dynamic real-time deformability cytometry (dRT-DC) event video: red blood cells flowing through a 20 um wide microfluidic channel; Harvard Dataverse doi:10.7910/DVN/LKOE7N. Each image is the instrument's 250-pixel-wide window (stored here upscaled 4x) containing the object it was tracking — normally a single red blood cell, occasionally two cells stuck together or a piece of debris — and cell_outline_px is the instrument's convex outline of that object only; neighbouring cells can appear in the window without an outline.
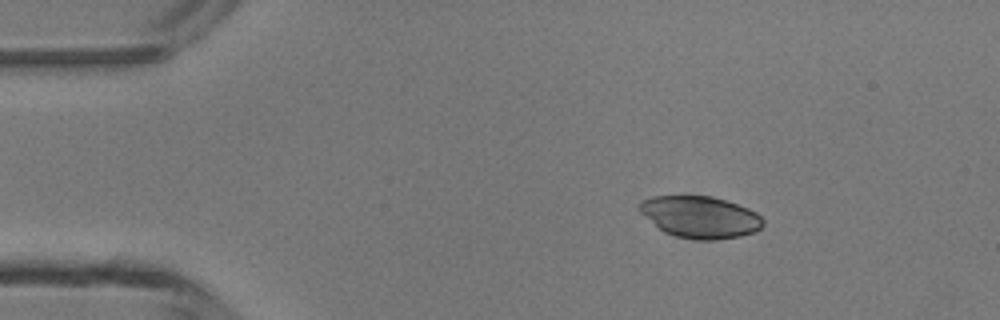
{"species": "common noctule bat (a hibernating species)", "species_latin": "Nyctalus noctula", "temperature_condition": "room temperature", "stored_images_in_passage": 4, "camera_frame_rate_fps": 3000, "um_per_image_px": 0.085, "animal": {"sex": "male", "body_mass_g": 13.3}, "frame": {"image": 1, "passage_image": 2, "time_ms": 1.333, "image_size_px": [1000, 320], "cell_outline_px": [[764, 224], [756, 232], [740, 236], [716, 240], [700, 240], [676, 236], [664, 232], [644, 216], [636, 208], [636, 204], [640, 200], [652, 196], [712, 196], [748, 208], [756, 212], [764, 220]], "centroid_in_image_um": [59.48, 18.44], "position_along_channel_um": 25.5, "area_um2": 30.29}}